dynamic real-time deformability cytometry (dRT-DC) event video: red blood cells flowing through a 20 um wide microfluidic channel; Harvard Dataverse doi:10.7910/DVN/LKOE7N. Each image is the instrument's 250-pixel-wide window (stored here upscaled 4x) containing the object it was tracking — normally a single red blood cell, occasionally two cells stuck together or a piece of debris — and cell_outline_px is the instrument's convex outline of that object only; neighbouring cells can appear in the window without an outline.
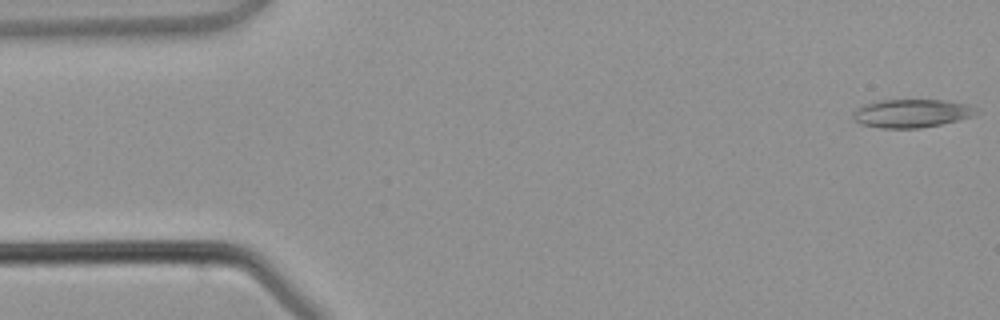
{"species": "common noctule bat (a hibernating species)", "species_latin": "Nyctalus noctula", "temperature_condition": "warm", "stored_images_in_passage": 3, "camera_frame_rate_fps": 3000, "um_per_image_px": 0.085, "animal": {"sex": "male", "body_mass_g": 21.5, "forearm_length_mm": 52.0}, "frame": {"image": 1, "passage_image": 1, "time_ms": 0.0, "image_size_px": [1000, 320], "cell_outline_px": [[976, 112], [972, 116], [940, 124], [920, 128], [880, 128], [860, 124], [852, 116], [852, 112], [856, 108], [864, 104], [880, 100], [944, 100], [968, 104], [976, 108]], "centroid_in_image_um": [77.43, 9.63], "position_along_channel_um": 7.6, "area_um2": 20.23}}
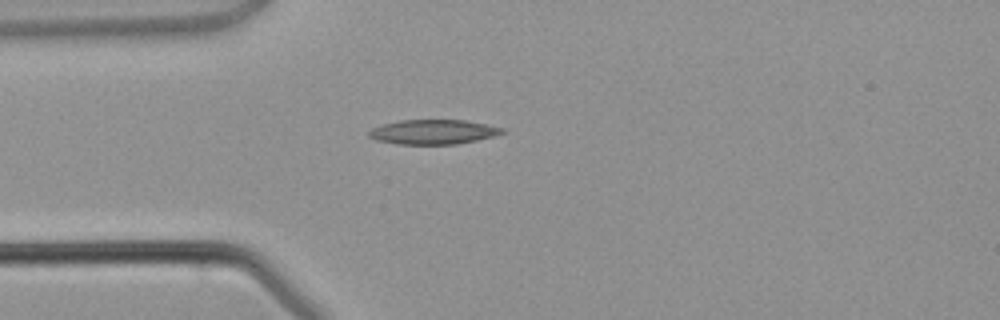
{"frame": {"image": 2, "passage_image": 3, "time_ms": 3.333, "image_size_px": [1000, 320], "cell_outline_px": [[508, 132], [476, 140], [456, 144], [396, 144], [376, 140], [368, 136], [368, 132], [372, 128], [380, 124], [400, 120], [464, 120], [504, 128]], "centroid_in_image_um": [36.79, 11.21], "position_along_channel_um": 48.2, "area_um2": 19.13}}